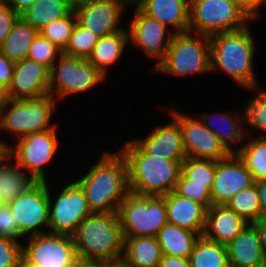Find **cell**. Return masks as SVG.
I'll use <instances>...</instances> for the list:
<instances>
[{
    "label": "cell",
    "mask_w": 266,
    "mask_h": 267,
    "mask_svg": "<svg viewBox=\"0 0 266 267\" xmlns=\"http://www.w3.org/2000/svg\"><path fill=\"white\" fill-rule=\"evenodd\" d=\"M92 213L118 212L129 193L127 163L119 152H103L99 161L75 181Z\"/></svg>",
    "instance_id": "6da1fadb"
},
{
    "label": "cell",
    "mask_w": 266,
    "mask_h": 267,
    "mask_svg": "<svg viewBox=\"0 0 266 267\" xmlns=\"http://www.w3.org/2000/svg\"><path fill=\"white\" fill-rule=\"evenodd\" d=\"M127 163L129 192L142 196H164L175 189L181 162L147 154L134 140L119 151Z\"/></svg>",
    "instance_id": "7a4b0ae2"
},
{
    "label": "cell",
    "mask_w": 266,
    "mask_h": 267,
    "mask_svg": "<svg viewBox=\"0 0 266 267\" xmlns=\"http://www.w3.org/2000/svg\"><path fill=\"white\" fill-rule=\"evenodd\" d=\"M72 236L80 261L121 262L124 236L118 212L91 213Z\"/></svg>",
    "instance_id": "3957f363"
},
{
    "label": "cell",
    "mask_w": 266,
    "mask_h": 267,
    "mask_svg": "<svg viewBox=\"0 0 266 267\" xmlns=\"http://www.w3.org/2000/svg\"><path fill=\"white\" fill-rule=\"evenodd\" d=\"M255 40L249 25L210 36V70H222L241 87H257L254 73Z\"/></svg>",
    "instance_id": "277c9868"
},
{
    "label": "cell",
    "mask_w": 266,
    "mask_h": 267,
    "mask_svg": "<svg viewBox=\"0 0 266 267\" xmlns=\"http://www.w3.org/2000/svg\"><path fill=\"white\" fill-rule=\"evenodd\" d=\"M57 100L52 95L36 99L12 100L0 103V130L14 133L16 139L35 132L54 129L51 117ZM51 123V124H50Z\"/></svg>",
    "instance_id": "5b68a950"
},
{
    "label": "cell",
    "mask_w": 266,
    "mask_h": 267,
    "mask_svg": "<svg viewBox=\"0 0 266 267\" xmlns=\"http://www.w3.org/2000/svg\"><path fill=\"white\" fill-rule=\"evenodd\" d=\"M254 20L239 0H190L189 31L211 36L233 32Z\"/></svg>",
    "instance_id": "8992f818"
},
{
    "label": "cell",
    "mask_w": 266,
    "mask_h": 267,
    "mask_svg": "<svg viewBox=\"0 0 266 267\" xmlns=\"http://www.w3.org/2000/svg\"><path fill=\"white\" fill-rule=\"evenodd\" d=\"M194 34L174 33L165 57L154 70L179 77L210 73V37Z\"/></svg>",
    "instance_id": "52a82bcc"
},
{
    "label": "cell",
    "mask_w": 266,
    "mask_h": 267,
    "mask_svg": "<svg viewBox=\"0 0 266 267\" xmlns=\"http://www.w3.org/2000/svg\"><path fill=\"white\" fill-rule=\"evenodd\" d=\"M118 214L124 237H156L168 222L164 196H142L129 192Z\"/></svg>",
    "instance_id": "ba28073f"
},
{
    "label": "cell",
    "mask_w": 266,
    "mask_h": 267,
    "mask_svg": "<svg viewBox=\"0 0 266 267\" xmlns=\"http://www.w3.org/2000/svg\"><path fill=\"white\" fill-rule=\"evenodd\" d=\"M105 78L88 59L62 53L50 68L49 95L58 101L72 94L88 92Z\"/></svg>",
    "instance_id": "9c48e42d"
},
{
    "label": "cell",
    "mask_w": 266,
    "mask_h": 267,
    "mask_svg": "<svg viewBox=\"0 0 266 267\" xmlns=\"http://www.w3.org/2000/svg\"><path fill=\"white\" fill-rule=\"evenodd\" d=\"M27 241L22 245V263L27 267H74L79 261L71 235L47 232Z\"/></svg>",
    "instance_id": "30bf717a"
},
{
    "label": "cell",
    "mask_w": 266,
    "mask_h": 267,
    "mask_svg": "<svg viewBox=\"0 0 266 267\" xmlns=\"http://www.w3.org/2000/svg\"><path fill=\"white\" fill-rule=\"evenodd\" d=\"M56 130L57 126L54 129L30 133L18 138L15 146L8 145V154L12 159L38 181H48L45 165L53 161L58 153L60 140Z\"/></svg>",
    "instance_id": "8fae6325"
},
{
    "label": "cell",
    "mask_w": 266,
    "mask_h": 267,
    "mask_svg": "<svg viewBox=\"0 0 266 267\" xmlns=\"http://www.w3.org/2000/svg\"><path fill=\"white\" fill-rule=\"evenodd\" d=\"M7 205L18 222L20 232L25 237L49 232V187L47 181H38L31 189ZM42 227L48 230H43Z\"/></svg>",
    "instance_id": "7c38bea8"
},
{
    "label": "cell",
    "mask_w": 266,
    "mask_h": 267,
    "mask_svg": "<svg viewBox=\"0 0 266 267\" xmlns=\"http://www.w3.org/2000/svg\"><path fill=\"white\" fill-rule=\"evenodd\" d=\"M51 194L49 188V232L72 236L92 213L85 194L75 181L67 184L54 201Z\"/></svg>",
    "instance_id": "4fadbf2b"
},
{
    "label": "cell",
    "mask_w": 266,
    "mask_h": 267,
    "mask_svg": "<svg viewBox=\"0 0 266 267\" xmlns=\"http://www.w3.org/2000/svg\"><path fill=\"white\" fill-rule=\"evenodd\" d=\"M135 2H116L113 0H86L74 8L77 23L85 30L101 38L124 30L121 19L125 6Z\"/></svg>",
    "instance_id": "5bb4252c"
},
{
    "label": "cell",
    "mask_w": 266,
    "mask_h": 267,
    "mask_svg": "<svg viewBox=\"0 0 266 267\" xmlns=\"http://www.w3.org/2000/svg\"><path fill=\"white\" fill-rule=\"evenodd\" d=\"M170 112L171 116H174L180 123L183 146L187 157L217 161L230 155L219 138L205 127L199 118H193L177 110Z\"/></svg>",
    "instance_id": "9a60e30c"
},
{
    "label": "cell",
    "mask_w": 266,
    "mask_h": 267,
    "mask_svg": "<svg viewBox=\"0 0 266 267\" xmlns=\"http://www.w3.org/2000/svg\"><path fill=\"white\" fill-rule=\"evenodd\" d=\"M133 5L136 9L134 18L128 26L129 42L139 47L140 50H144L145 54L152 59H157L155 68L165 57L174 32L169 31L167 26L156 19L149 17L135 3Z\"/></svg>",
    "instance_id": "2e32d148"
},
{
    "label": "cell",
    "mask_w": 266,
    "mask_h": 267,
    "mask_svg": "<svg viewBox=\"0 0 266 267\" xmlns=\"http://www.w3.org/2000/svg\"><path fill=\"white\" fill-rule=\"evenodd\" d=\"M253 183L252 174L237 154L217 160L211 189L212 205H226L232 196Z\"/></svg>",
    "instance_id": "e0dca14e"
},
{
    "label": "cell",
    "mask_w": 266,
    "mask_h": 267,
    "mask_svg": "<svg viewBox=\"0 0 266 267\" xmlns=\"http://www.w3.org/2000/svg\"><path fill=\"white\" fill-rule=\"evenodd\" d=\"M50 69L42 63L25 58L14 64L12 81L3 93L6 99H36L49 95Z\"/></svg>",
    "instance_id": "ac0fdd59"
},
{
    "label": "cell",
    "mask_w": 266,
    "mask_h": 267,
    "mask_svg": "<svg viewBox=\"0 0 266 267\" xmlns=\"http://www.w3.org/2000/svg\"><path fill=\"white\" fill-rule=\"evenodd\" d=\"M172 117L173 121L155 127L145 138L133 140L149 155L182 163L187 154L183 146L180 123L174 116Z\"/></svg>",
    "instance_id": "d6986e66"
},
{
    "label": "cell",
    "mask_w": 266,
    "mask_h": 267,
    "mask_svg": "<svg viewBox=\"0 0 266 267\" xmlns=\"http://www.w3.org/2000/svg\"><path fill=\"white\" fill-rule=\"evenodd\" d=\"M168 223L199 233H204L208 208L174 191L164 195Z\"/></svg>",
    "instance_id": "ffe728a7"
},
{
    "label": "cell",
    "mask_w": 266,
    "mask_h": 267,
    "mask_svg": "<svg viewBox=\"0 0 266 267\" xmlns=\"http://www.w3.org/2000/svg\"><path fill=\"white\" fill-rule=\"evenodd\" d=\"M230 267H262L266 262L258 231L253 223L226 244Z\"/></svg>",
    "instance_id": "44dd1931"
},
{
    "label": "cell",
    "mask_w": 266,
    "mask_h": 267,
    "mask_svg": "<svg viewBox=\"0 0 266 267\" xmlns=\"http://www.w3.org/2000/svg\"><path fill=\"white\" fill-rule=\"evenodd\" d=\"M135 4L149 17L174 33L189 31L190 0H136Z\"/></svg>",
    "instance_id": "7402d4cb"
},
{
    "label": "cell",
    "mask_w": 266,
    "mask_h": 267,
    "mask_svg": "<svg viewBox=\"0 0 266 267\" xmlns=\"http://www.w3.org/2000/svg\"><path fill=\"white\" fill-rule=\"evenodd\" d=\"M248 224L226 205H211L207 210L203 236L211 241L227 244Z\"/></svg>",
    "instance_id": "603a6c76"
},
{
    "label": "cell",
    "mask_w": 266,
    "mask_h": 267,
    "mask_svg": "<svg viewBox=\"0 0 266 267\" xmlns=\"http://www.w3.org/2000/svg\"><path fill=\"white\" fill-rule=\"evenodd\" d=\"M200 120L205 127L219 138L221 144L230 154L237 153V147L235 148L234 145L246 140L245 137L247 138L249 134L247 130L244 131V127H242L245 125L243 114L241 116L234 112H218L217 115L214 113L213 115L211 113H202L200 115Z\"/></svg>",
    "instance_id": "cb8c5ba5"
},
{
    "label": "cell",
    "mask_w": 266,
    "mask_h": 267,
    "mask_svg": "<svg viewBox=\"0 0 266 267\" xmlns=\"http://www.w3.org/2000/svg\"><path fill=\"white\" fill-rule=\"evenodd\" d=\"M37 182L33 175L26 173L16 162L14 163L9 154L0 160V204L11 203Z\"/></svg>",
    "instance_id": "d4e9b609"
},
{
    "label": "cell",
    "mask_w": 266,
    "mask_h": 267,
    "mask_svg": "<svg viewBox=\"0 0 266 267\" xmlns=\"http://www.w3.org/2000/svg\"><path fill=\"white\" fill-rule=\"evenodd\" d=\"M162 255L157 237H124L121 262L127 267H158Z\"/></svg>",
    "instance_id": "484cf974"
},
{
    "label": "cell",
    "mask_w": 266,
    "mask_h": 267,
    "mask_svg": "<svg viewBox=\"0 0 266 267\" xmlns=\"http://www.w3.org/2000/svg\"><path fill=\"white\" fill-rule=\"evenodd\" d=\"M129 43L128 29L98 38L88 60L107 77L108 68L120 60Z\"/></svg>",
    "instance_id": "4316f807"
},
{
    "label": "cell",
    "mask_w": 266,
    "mask_h": 267,
    "mask_svg": "<svg viewBox=\"0 0 266 267\" xmlns=\"http://www.w3.org/2000/svg\"><path fill=\"white\" fill-rule=\"evenodd\" d=\"M200 234L174 224L166 223L156 236L162 254L189 258Z\"/></svg>",
    "instance_id": "83f0119b"
},
{
    "label": "cell",
    "mask_w": 266,
    "mask_h": 267,
    "mask_svg": "<svg viewBox=\"0 0 266 267\" xmlns=\"http://www.w3.org/2000/svg\"><path fill=\"white\" fill-rule=\"evenodd\" d=\"M74 8L64 0H36L20 16L37 31L50 22L70 15Z\"/></svg>",
    "instance_id": "f1b7e54d"
},
{
    "label": "cell",
    "mask_w": 266,
    "mask_h": 267,
    "mask_svg": "<svg viewBox=\"0 0 266 267\" xmlns=\"http://www.w3.org/2000/svg\"><path fill=\"white\" fill-rule=\"evenodd\" d=\"M39 34L34 27L21 16L15 22L0 51L12 62L16 63L27 58L34 39Z\"/></svg>",
    "instance_id": "f546056e"
},
{
    "label": "cell",
    "mask_w": 266,
    "mask_h": 267,
    "mask_svg": "<svg viewBox=\"0 0 266 267\" xmlns=\"http://www.w3.org/2000/svg\"><path fill=\"white\" fill-rule=\"evenodd\" d=\"M189 260L191 267H230L226 245L203 235L197 240Z\"/></svg>",
    "instance_id": "4dcf8cb0"
},
{
    "label": "cell",
    "mask_w": 266,
    "mask_h": 267,
    "mask_svg": "<svg viewBox=\"0 0 266 267\" xmlns=\"http://www.w3.org/2000/svg\"><path fill=\"white\" fill-rule=\"evenodd\" d=\"M236 154L244 162L254 181L266 178V139H249V142L238 146Z\"/></svg>",
    "instance_id": "1f68e13d"
},
{
    "label": "cell",
    "mask_w": 266,
    "mask_h": 267,
    "mask_svg": "<svg viewBox=\"0 0 266 267\" xmlns=\"http://www.w3.org/2000/svg\"><path fill=\"white\" fill-rule=\"evenodd\" d=\"M226 206L235 211L248 223H254L262 216L255 183L232 196Z\"/></svg>",
    "instance_id": "d6a6232c"
},
{
    "label": "cell",
    "mask_w": 266,
    "mask_h": 267,
    "mask_svg": "<svg viewBox=\"0 0 266 267\" xmlns=\"http://www.w3.org/2000/svg\"><path fill=\"white\" fill-rule=\"evenodd\" d=\"M259 88L258 86L247 88L249 91L258 89V92L254 95L255 97L251 98L249 102L246 103L247 105L243 110V118L244 123L249 125L246 127H252L261 132L260 136L258 135L257 138L266 139V89L263 87Z\"/></svg>",
    "instance_id": "836d02e7"
},
{
    "label": "cell",
    "mask_w": 266,
    "mask_h": 267,
    "mask_svg": "<svg viewBox=\"0 0 266 267\" xmlns=\"http://www.w3.org/2000/svg\"><path fill=\"white\" fill-rule=\"evenodd\" d=\"M215 171L216 160L186 157L181 163V173L190 179L191 183L207 184L210 191L213 186Z\"/></svg>",
    "instance_id": "e575fe53"
},
{
    "label": "cell",
    "mask_w": 266,
    "mask_h": 267,
    "mask_svg": "<svg viewBox=\"0 0 266 267\" xmlns=\"http://www.w3.org/2000/svg\"><path fill=\"white\" fill-rule=\"evenodd\" d=\"M76 24L77 16L75 11H73L66 17L50 22L39 34L63 51L69 42L72 30Z\"/></svg>",
    "instance_id": "d590c367"
},
{
    "label": "cell",
    "mask_w": 266,
    "mask_h": 267,
    "mask_svg": "<svg viewBox=\"0 0 266 267\" xmlns=\"http://www.w3.org/2000/svg\"><path fill=\"white\" fill-rule=\"evenodd\" d=\"M97 42L98 38L94 34L85 30L77 23L73 28L69 42L62 53L88 59Z\"/></svg>",
    "instance_id": "8d00e7d4"
},
{
    "label": "cell",
    "mask_w": 266,
    "mask_h": 267,
    "mask_svg": "<svg viewBox=\"0 0 266 267\" xmlns=\"http://www.w3.org/2000/svg\"><path fill=\"white\" fill-rule=\"evenodd\" d=\"M61 54V49L38 34L30 47L27 58L42 63L50 69Z\"/></svg>",
    "instance_id": "74e56055"
},
{
    "label": "cell",
    "mask_w": 266,
    "mask_h": 267,
    "mask_svg": "<svg viewBox=\"0 0 266 267\" xmlns=\"http://www.w3.org/2000/svg\"><path fill=\"white\" fill-rule=\"evenodd\" d=\"M176 194L201 203L209 208L212 205L211 191L207 184L191 183L182 173H180L175 189Z\"/></svg>",
    "instance_id": "f35d334b"
},
{
    "label": "cell",
    "mask_w": 266,
    "mask_h": 267,
    "mask_svg": "<svg viewBox=\"0 0 266 267\" xmlns=\"http://www.w3.org/2000/svg\"><path fill=\"white\" fill-rule=\"evenodd\" d=\"M22 245L20 241L0 236V267H20Z\"/></svg>",
    "instance_id": "ab89813d"
},
{
    "label": "cell",
    "mask_w": 266,
    "mask_h": 267,
    "mask_svg": "<svg viewBox=\"0 0 266 267\" xmlns=\"http://www.w3.org/2000/svg\"><path fill=\"white\" fill-rule=\"evenodd\" d=\"M0 236L19 241L25 237L18 228V222L11 213L9 206L0 204Z\"/></svg>",
    "instance_id": "60d3db41"
},
{
    "label": "cell",
    "mask_w": 266,
    "mask_h": 267,
    "mask_svg": "<svg viewBox=\"0 0 266 267\" xmlns=\"http://www.w3.org/2000/svg\"><path fill=\"white\" fill-rule=\"evenodd\" d=\"M20 15L4 1L0 2V47L5 42Z\"/></svg>",
    "instance_id": "b9f144b4"
},
{
    "label": "cell",
    "mask_w": 266,
    "mask_h": 267,
    "mask_svg": "<svg viewBox=\"0 0 266 267\" xmlns=\"http://www.w3.org/2000/svg\"><path fill=\"white\" fill-rule=\"evenodd\" d=\"M14 64L0 51V90L2 93L11 84Z\"/></svg>",
    "instance_id": "7bdbcfd3"
},
{
    "label": "cell",
    "mask_w": 266,
    "mask_h": 267,
    "mask_svg": "<svg viewBox=\"0 0 266 267\" xmlns=\"http://www.w3.org/2000/svg\"><path fill=\"white\" fill-rule=\"evenodd\" d=\"M158 267H191L189 258H181L163 254Z\"/></svg>",
    "instance_id": "ee69618b"
},
{
    "label": "cell",
    "mask_w": 266,
    "mask_h": 267,
    "mask_svg": "<svg viewBox=\"0 0 266 267\" xmlns=\"http://www.w3.org/2000/svg\"><path fill=\"white\" fill-rule=\"evenodd\" d=\"M258 231L259 241L263 254L266 258V215H262L253 223Z\"/></svg>",
    "instance_id": "f6af8a7d"
},
{
    "label": "cell",
    "mask_w": 266,
    "mask_h": 267,
    "mask_svg": "<svg viewBox=\"0 0 266 267\" xmlns=\"http://www.w3.org/2000/svg\"><path fill=\"white\" fill-rule=\"evenodd\" d=\"M266 4V0H243V8L249 13V15L254 19H259L260 6Z\"/></svg>",
    "instance_id": "bcb514c9"
},
{
    "label": "cell",
    "mask_w": 266,
    "mask_h": 267,
    "mask_svg": "<svg viewBox=\"0 0 266 267\" xmlns=\"http://www.w3.org/2000/svg\"><path fill=\"white\" fill-rule=\"evenodd\" d=\"M36 0H4L19 15L24 13Z\"/></svg>",
    "instance_id": "7dc6e473"
},
{
    "label": "cell",
    "mask_w": 266,
    "mask_h": 267,
    "mask_svg": "<svg viewBox=\"0 0 266 267\" xmlns=\"http://www.w3.org/2000/svg\"><path fill=\"white\" fill-rule=\"evenodd\" d=\"M258 192V198L260 200V207L262 215H266V178L258 181H254Z\"/></svg>",
    "instance_id": "c3c4849f"
},
{
    "label": "cell",
    "mask_w": 266,
    "mask_h": 267,
    "mask_svg": "<svg viewBox=\"0 0 266 267\" xmlns=\"http://www.w3.org/2000/svg\"><path fill=\"white\" fill-rule=\"evenodd\" d=\"M111 263L93 262V261H78L74 267H108Z\"/></svg>",
    "instance_id": "681fc988"
},
{
    "label": "cell",
    "mask_w": 266,
    "mask_h": 267,
    "mask_svg": "<svg viewBox=\"0 0 266 267\" xmlns=\"http://www.w3.org/2000/svg\"><path fill=\"white\" fill-rule=\"evenodd\" d=\"M8 154V143L0 139V160Z\"/></svg>",
    "instance_id": "f907efd6"
},
{
    "label": "cell",
    "mask_w": 266,
    "mask_h": 267,
    "mask_svg": "<svg viewBox=\"0 0 266 267\" xmlns=\"http://www.w3.org/2000/svg\"><path fill=\"white\" fill-rule=\"evenodd\" d=\"M68 2L73 8L79 6L80 4L84 3L86 0H64Z\"/></svg>",
    "instance_id": "816d5d0a"
},
{
    "label": "cell",
    "mask_w": 266,
    "mask_h": 267,
    "mask_svg": "<svg viewBox=\"0 0 266 267\" xmlns=\"http://www.w3.org/2000/svg\"><path fill=\"white\" fill-rule=\"evenodd\" d=\"M108 267H127L122 262L119 263H111Z\"/></svg>",
    "instance_id": "f5cc1de1"
},
{
    "label": "cell",
    "mask_w": 266,
    "mask_h": 267,
    "mask_svg": "<svg viewBox=\"0 0 266 267\" xmlns=\"http://www.w3.org/2000/svg\"><path fill=\"white\" fill-rule=\"evenodd\" d=\"M116 2H135L134 0H113Z\"/></svg>",
    "instance_id": "db71d44e"
},
{
    "label": "cell",
    "mask_w": 266,
    "mask_h": 267,
    "mask_svg": "<svg viewBox=\"0 0 266 267\" xmlns=\"http://www.w3.org/2000/svg\"><path fill=\"white\" fill-rule=\"evenodd\" d=\"M0 98H4L3 97V93L1 92V90H0Z\"/></svg>",
    "instance_id": "11a10c76"
},
{
    "label": "cell",
    "mask_w": 266,
    "mask_h": 267,
    "mask_svg": "<svg viewBox=\"0 0 266 267\" xmlns=\"http://www.w3.org/2000/svg\"><path fill=\"white\" fill-rule=\"evenodd\" d=\"M239 1H240L241 6L243 7V0H239Z\"/></svg>",
    "instance_id": "9f6ffc18"
},
{
    "label": "cell",
    "mask_w": 266,
    "mask_h": 267,
    "mask_svg": "<svg viewBox=\"0 0 266 267\" xmlns=\"http://www.w3.org/2000/svg\"><path fill=\"white\" fill-rule=\"evenodd\" d=\"M20 267H27V266H25L23 263L20 265Z\"/></svg>",
    "instance_id": "6f0895ef"
}]
</instances>
